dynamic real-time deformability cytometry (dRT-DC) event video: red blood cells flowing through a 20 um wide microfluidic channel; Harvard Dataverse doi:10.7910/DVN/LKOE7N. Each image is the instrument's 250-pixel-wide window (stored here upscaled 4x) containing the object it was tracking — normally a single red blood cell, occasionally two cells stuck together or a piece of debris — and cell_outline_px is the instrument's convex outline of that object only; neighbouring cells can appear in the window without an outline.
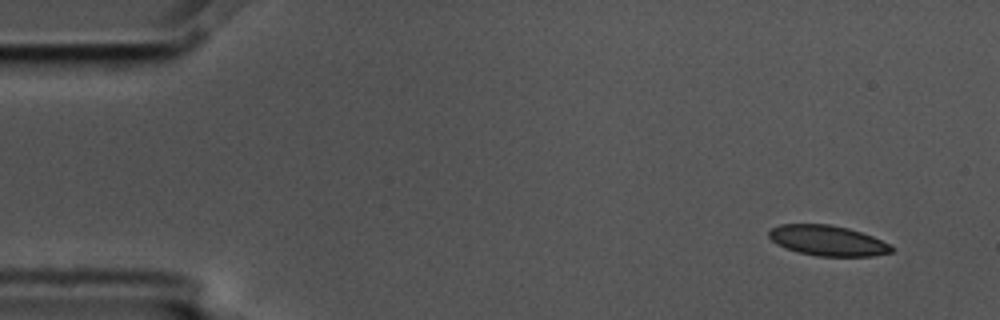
{"species": "common noctule bat (a hibernating species)", "species_latin": "Nyctalus noctula", "temperature_condition": "cold", "stored_images_in_passage": 10, "camera_frame_rate_fps": 3000, "um_per_image_px": 0.085, "animal": {"sex": "male", "body_mass_g": 17.5, "forearm_length_mm": 52.3}, "frame": {"image": 1, "passage_image": 1, "time_ms": 0.0, "image_size_px": [1000, 320], "cell_outline_px": [[896, 248], [892, 252], [872, 256], [816, 256], [800, 252], [776, 244], [768, 236], [768, 232], [772, 228], [780, 224], [828, 224], [848, 228], [872, 236], [892, 244]], "centroid_in_image_um": [70.39, 20.45], "position_along_channel_um": 14.6, "area_um2": 21.68}}
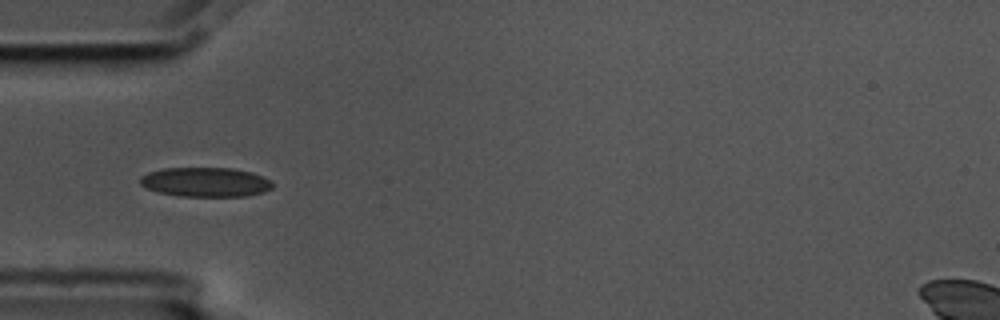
{"frame": {"image": 2, "passage_image": 4, "time_ms": 1.0, "image_size_px": [1000, 320], "cell_outline_px": [[272, 188], [264, 192], [248, 196], [180, 196], [160, 192], [148, 188], [140, 184], [140, 176], [148, 172], [164, 168], [232, 168], [252, 172], [268, 180], [272, 184]], "centroid_in_image_um": [17.46, 15.47], "position_along_channel_um": 67.5, "area_um2": 22.54}}
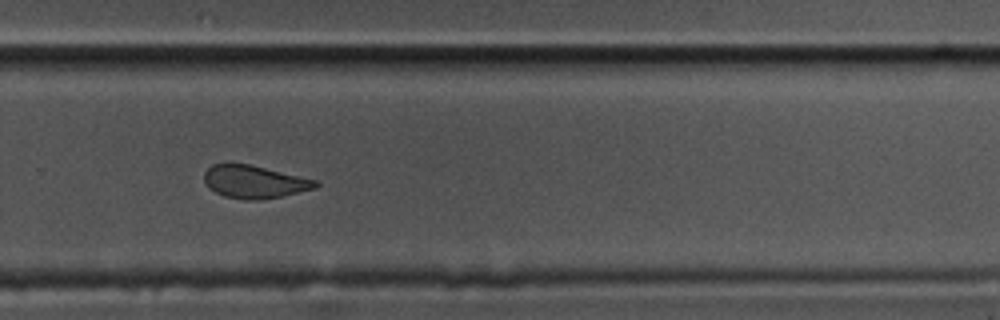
{"frame": {"image": 3, "passage_image": 10, "time_ms": 3.0, "image_size_px": [1000, 320], "cell_outline_px": [[320, 184], [316, 188], [280, 196], [260, 200], [244, 200], [224, 196], [208, 188], [204, 180], [204, 172], [212, 164], [252, 164], [316, 180]], "centroid_in_image_um": [21.61, 15.45], "position_along_channel_um": 308.2, "area_um2": 21.27}}